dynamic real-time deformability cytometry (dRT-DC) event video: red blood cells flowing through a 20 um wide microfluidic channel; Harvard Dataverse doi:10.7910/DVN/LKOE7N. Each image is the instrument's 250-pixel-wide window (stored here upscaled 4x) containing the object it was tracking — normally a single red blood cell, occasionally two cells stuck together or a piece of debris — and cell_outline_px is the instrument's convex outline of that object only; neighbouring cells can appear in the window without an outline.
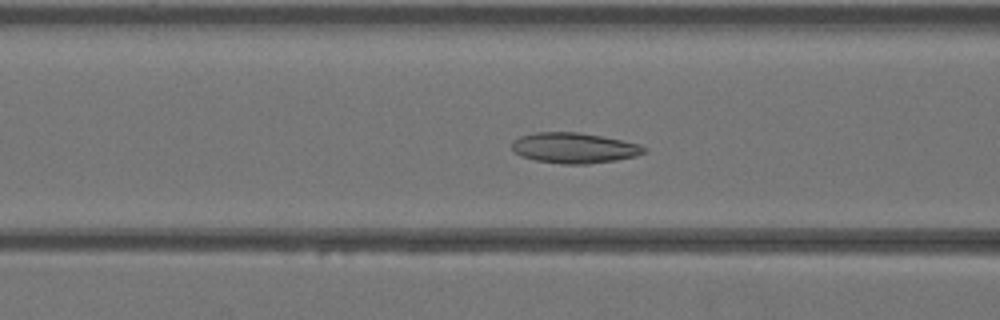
{"species": "Egyptian fruit bat (a non-hibernating species)", "species_latin": "Rousettus aegyptiacus", "temperature_condition": "warm", "stored_images_in_passage": 18, "camera_frame_rate_fps": 3000, "um_per_image_px": 0.085, "animal": {"sex": "female"}, "frame": {"image": 1, "passage_image": 5, "time_ms": 1.333, "image_size_px": [1000, 320], "cell_outline_px": [[648, 148], [644, 152], [636, 156], [616, 160], [588, 164], [560, 164], [536, 160], [520, 156], [512, 148], [512, 140], [520, 136], [536, 132], [580, 132], [604, 136], [640, 144]], "centroid_in_image_um": [48.81, 12.57], "position_along_channel_um": 117.8, "area_um2": 23.64}}
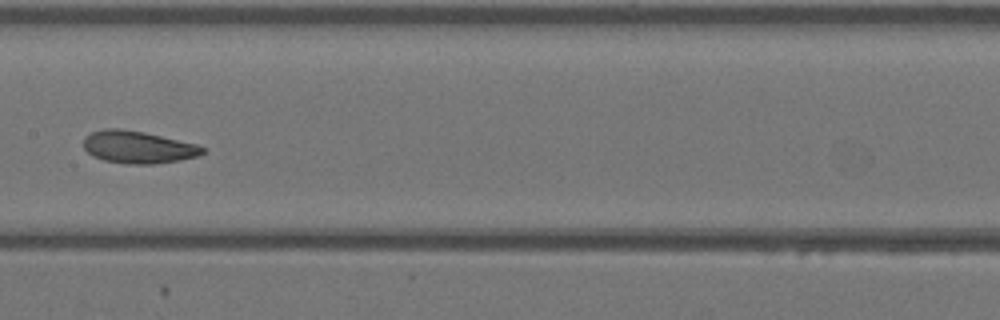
{"frame": {"image": 2, "passage_image": 10, "time_ms": 3.0, "image_size_px": [1000, 320], "cell_outline_px": [[208, 148], [204, 152], [196, 156], [180, 160], [152, 164], [128, 164], [104, 160], [92, 156], [84, 148], [84, 136], [92, 132], [104, 128], [120, 128], [144, 132], [196, 144]], "centroid_in_image_um": [11.72, 12.5], "position_along_channel_um": 195.7, "area_um2": 22.43}}
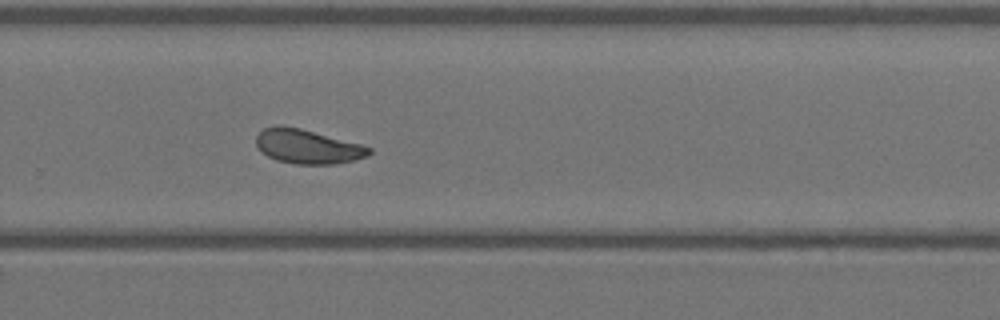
{"frame": {"image": 3, "passage_image": 17, "time_ms": 5.333, "image_size_px": [1000, 320], "cell_outline_px": [[372, 152], [368, 156], [336, 164], [296, 164], [276, 160], [268, 156], [256, 144], [256, 136], [264, 128], [276, 124], [280, 124], [300, 128], [360, 144], [372, 148]], "centroid_in_image_um": [26.13, 12.45], "position_along_channel_um": 303.7, "area_um2": 22.43}}